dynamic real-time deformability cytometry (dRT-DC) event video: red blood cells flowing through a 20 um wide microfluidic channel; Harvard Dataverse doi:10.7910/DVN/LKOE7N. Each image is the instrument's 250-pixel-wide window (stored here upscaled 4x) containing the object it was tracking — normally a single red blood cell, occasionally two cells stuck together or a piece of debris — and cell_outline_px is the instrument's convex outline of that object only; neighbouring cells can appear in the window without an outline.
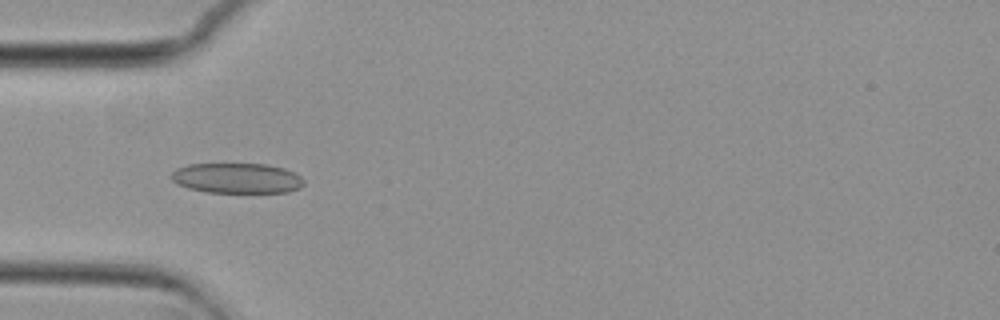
{"species": "common noctule bat (a hibernating species)", "species_latin": "Nyctalus noctula", "temperature_condition": "cold", "stored_images_in_passage": 54, "camera_frame_rate_fps": 3000, "um_per_image_px": 0.085, "animal": {"sex": "female", "body_mass_g": 29.2, "forearm_length_mm": 56.3}, "frame": {"image": 1, "passage_image": 16, "time_ms": 5.0, "image_size_px": [1000, 320], "cell_outline_px": [[304, 184], [300, 188], [288, 192], [208, 192], [188, 188], [176, 184], [172, 180], [172, 172], [176, 168], [188, 164], [264, 164], [284, 168], [300, 176], [304, 180]], "centroid_in_image_um": [20.13, 15.14], "position_along_channel_um": 64.9, "area_um2": 23.29}}
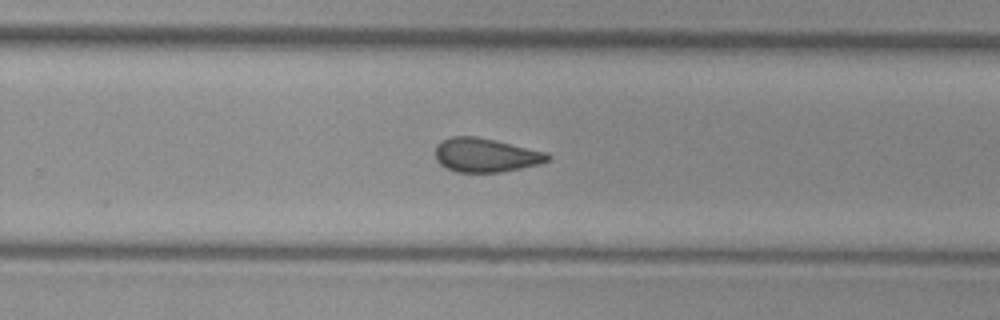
{"frame": {"image": 2, "passage_image": 34, "time_ms": 11.0, "image_size_px": [1000, 320], "cell_outline_px": [[552, 156], [548, 160], [540, 164], [500, 172], [456, 172], [440, 164], [436, 160], [436, 144], [440, 140], [452, 136], [476, 136], [496, 140], [548, 152]], "centroid_in_image_um": [41.29, 13.17], "position_along_channel_um": 288.5, "area_um2": 22.37}}
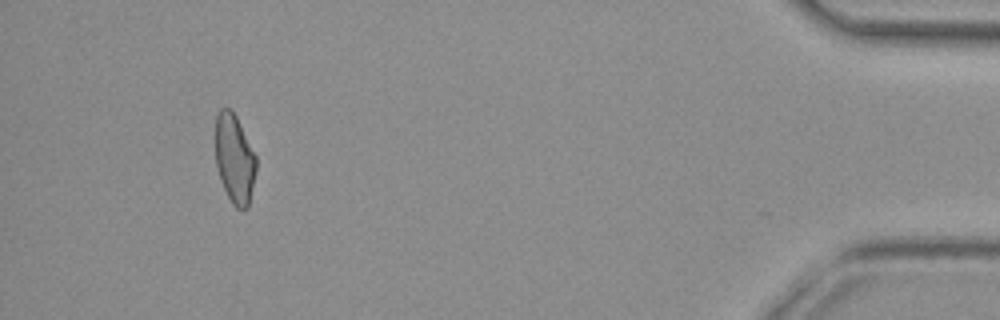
{"frame": {"image": 3, "passage_image": 50, "time_ms": 16.333, "image_size_px": [1000, 320], "cell_outline_px": [[256, 172], [248, 208], [236, 208], [232, 204], [220, 180], [216, 168], [216, 112], [220, 108], [228, 108], [236, 116], [256, 156]], "centroid_in_image_um": [19.93, 13.51], "position_along_channel_um": 415.3, "area_um2": 21.1}, "authors_computed_cell_mechanics": {"area_um2": 22.4842, "velocity_mm_per_s": 3.7377, "shape_relaxation_time_tau1_ms": null, "shape_relaxation_time_tau2_ms": 2.3552, "deformation_change_tau1": null, "deformation_change_tau2": 0.093}}